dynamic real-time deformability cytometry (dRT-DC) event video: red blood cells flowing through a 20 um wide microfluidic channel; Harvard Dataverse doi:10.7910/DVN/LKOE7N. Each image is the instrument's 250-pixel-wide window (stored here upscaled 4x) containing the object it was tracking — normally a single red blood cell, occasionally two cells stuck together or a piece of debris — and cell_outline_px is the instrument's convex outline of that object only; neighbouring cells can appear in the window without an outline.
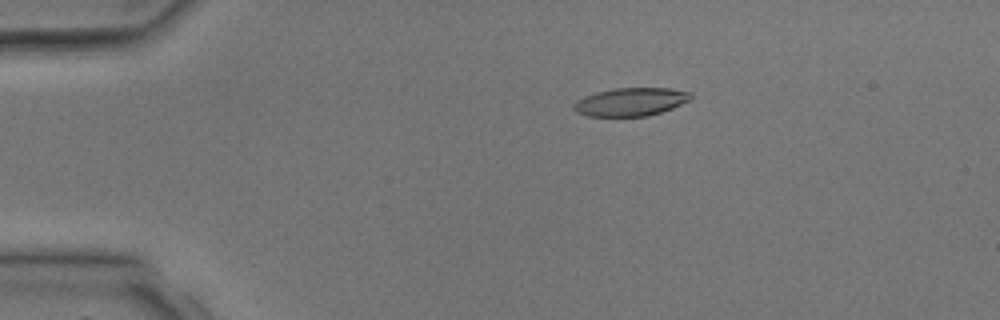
{"species": "common noctule bat (a hibernating species)", "species_latin": "Nyctalus noctula", "temperature_condition": "room temperature", "stored_images_in_passage": 3, "camera_frame_rate_fps": 3000, "um_per_image_px": 0.085, "animal": {"sex": "male", "body_mass_g": 17.9, "forearm_length_mm": 54.2}, "frame": {"image": 1, "passage_image": 2, "time_ms": 1.333, "image_size_px": [1000, 320], "cell_outline_px": [[692, 100], [672, 108], [648, 116], [588, 116], [576, 112], [572, 108], [576, 100], [584, 96], [596, 92], [616, 88], [668, 88], [692, 92]], "centroid_in_image_um": [53.62, 8.65], "position_along_channel_um": 31.4, "area_um2": 19.31}}